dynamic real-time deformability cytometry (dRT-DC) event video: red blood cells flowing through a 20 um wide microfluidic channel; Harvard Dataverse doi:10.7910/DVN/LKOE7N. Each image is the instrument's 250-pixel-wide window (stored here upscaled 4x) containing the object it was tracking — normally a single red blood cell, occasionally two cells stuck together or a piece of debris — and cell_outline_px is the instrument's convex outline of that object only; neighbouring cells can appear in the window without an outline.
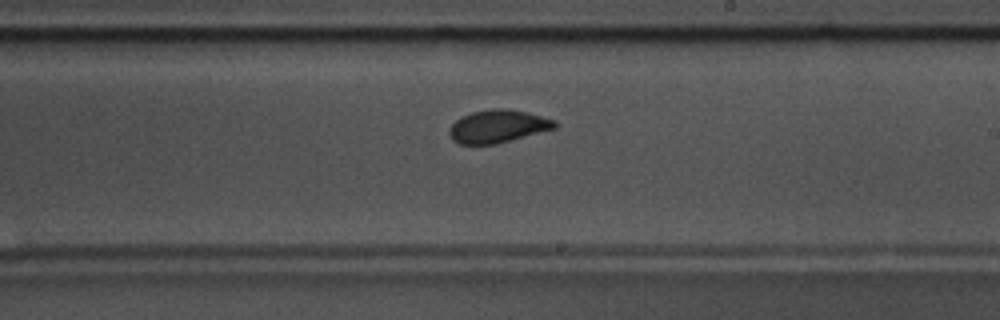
{"species": "common noctule bat (a hibernating species)", "species_latin": "Nyctalus noctula", "temperature_condition": "warm", "stored_images_in_passage": 55, "camera_frame_rate_fps": 3000, "um_per_image_px": 0.085, "animal": {"sex": "male", "body_mass_g": 17.5, "forearm_length_mm": 52.3}, "frame": {"image": 1, "passage_image": 32, "time_ms": 10.333, "image_size_px": [1000, 320], "cell_outline_px": [[556, 128], [496, 144], [460, 144], [452, 140], [448, 132], [452, 124], [460, 116], [472, 112], [492, 108], [500, 108], [524, 112], [556, 120]], "centroid_in_image_um": [42.28, 10.74], "position_along_channel_um": 246.7, "area_um2": 20.0}, "authors_computed_cell_mechanics": {"area_um2": 19.8832, "velocity_mm_per_s": 3.6374, "shape_relaxation_time_tau1_ms": 4.9445, "shape_relaxation_time_tau2_ms": 0.8916, "deformation_change_tau1": 0.1362, "deformation_change_tau2": 0.0474}}